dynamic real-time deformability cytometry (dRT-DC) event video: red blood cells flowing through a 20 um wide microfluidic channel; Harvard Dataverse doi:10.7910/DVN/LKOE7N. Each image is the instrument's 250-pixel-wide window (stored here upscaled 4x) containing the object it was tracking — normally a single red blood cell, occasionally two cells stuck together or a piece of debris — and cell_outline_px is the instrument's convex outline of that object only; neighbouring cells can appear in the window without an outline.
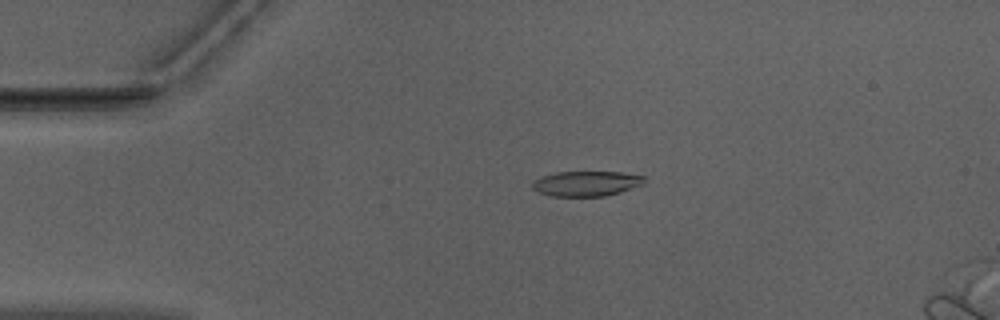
{"species": "Egyptian fruit bat (a non-hibernating species)", "species_latin": "Rousettus aegyptiacus", "temperature_condition": "warm", "stored_images_in_passage": 8, "camera_frame_rate_fps": 3000, "um_per_image_px": 0.085, "animal": {"sex": "male"}, "frame": {"image": 1, "passage_image": 6, "time_ms": 1.667, "image_size_px": [1000, 320], "cell_outline_px": [[644, 184], [620, 192], [604, 196], [548, 196], [532, 188], [532, 184], [536, 180], [544, 176], [556, 172], [620, 172], [644, 176]], "centroid_in_image_um": [49.85, 15.6], "position_along_channel_um": 35.1, "area_um2": 16.18}}